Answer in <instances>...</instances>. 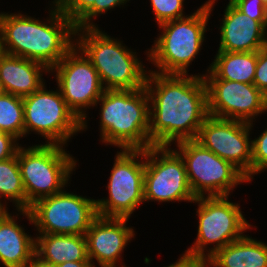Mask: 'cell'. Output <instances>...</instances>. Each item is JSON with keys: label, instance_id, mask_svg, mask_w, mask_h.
Here are the masks:
<instances>
[{"label": "cell", "instance_id": "cell-23", "mask_svg": "<svg viewBox=\"0 0 267 267\" xmlns=\"http://www.w3.org/2000/svg\"><path fill=\"white\" fill-rule=\"evenodd\" d=\"M2 197L10 202L13 201L18 212L27 210V199L17 154L0 161V198Z\"/></svg>", "mask_w": 267, "mask_h": 267}, {"label": "cell", "instance_id": "cell-20", "mask_svg": "<svg viewBox=\"0 0 267 267\" xmlns=\"http://www.w3.org/2000/svg\"><path fill=\"white\" fill-rule=\"evenodd\" d=\"M35 257L53 266L70 261H90L85 235L39 234Z\"/></svg>", "mask_w": 267, "mask_h": 267}, {"label": "cell", "instance_id": "cell-16", "mask_svg": "<svg viewBox=\"0 0 267 267\" xmlns=\"http://www.w3.org/2000/svg\"><path fill=\"white\" fill-rule=\"evenodd\" d=\"M129 218L97 216L85 233L87 253L95 267L96 259L100 267H116L118 259L128 242L135 236L133 228L126 226ZM121 267V266H120ZM122 267H126L122 264Z\"/></svg>", "mask_w": 267, "mask_h": 267}, {"label": "cell", "instance_id": "cell-34", "mask_svg": "<svg viewBox=\"0 0 267 267\" xmlns=\"http://www.w3.org/2000/svg\"><path fill=\"white\" fill-rule=\"evenodd\" d=\"M30 267H57V266H53V265H49V264L43 263V262H41L40 260H38L35 257L34 260L31 263Z\"/></svg>", "mask_w": 267, "mask_h": 267}, {"label": "cell", "instance_id": "cell-24", "mask_svg": "<svg viewBox=\"0 0 267 267\" xmlns=\"http://www.w3.org/2000/svg\"><path fill=\"white\" fill-rule=\"evenodd\" d=\"M0 132L24 136L23 97L0 91Z\"/></svg>", "mask_w": 267, "mask_h": 267}, {"label": "cell", "instance_id": "cell-31", "mask_svg": "<svg viewBox=\"0 0 267 267\" xmlns=\"http://www.w3.org/2000/svg\"><path fill=\"white\" fill-rule=\"evenodd\" d=\"M13 135L0 132V161L14 157L20 147Z\"/></svg>", "mask_w": 267, "mask_h": 267}, {"label": "cell", "instance_id": "cell-3", "mask_svg": "<svg viewBox=\"0 0 267 267\" xmlns=\"http://www.w3.org/2000/svg\"><path fill=\"white\" fill-rule=\"evenodd\" d=\"M99 103L102 143L121 149L145 150L153 146L149 138V96L145 87L105 90L95 106Z\"/></svg>", "mask_w": 267, "mask_h": 267}, {"label": "cell", "instance_id": "cell-15", "mask_svg": "<svg viewBox=\"0 0 267 267\" xmlns=\"http://www.w3.org/2000/svg\"><path fill=\"white\" fill-rule=\"evenodd\" d=\"M204 80L210 116L253 123L258 114L267 112V96L253 83Z\"/></svg>", "mask_w": 267, "mask_h": 267}, {"label": "cell", "instance_id": "cell-11", "mask_svg": "<svg viewBox=\"0 0 267 267\" xmlns=\"http://www.w3.org/2000/svg\"><path fill=\"white\" fill-rule=\"evenodd\" d=\"M24 135L34 131L46 144L65 146L71 136L82 131V122L68 108L59 88L46 90L45 84L23 97Z\"/></svg>", "mask_w": 267, "mask_h": 267}, {"label": "cell", "instance_id": "cell-7", "mask_svg": "<svg viewBox=\"0 0 267 267\" xmlns=\"http://www.w3.org/2000/svg\"><path fill=\"white\" fill-rule=\"evenodd\" d=\"M199 217L197 238L185 253L205 262L213 253L244 236L252 225L248 223L239 204L230 202L227 196H202L194 201ZM213 243L207 250L206 246Z\"/></svg>", "mask_w": 267, "mask_h": 267}, {"label": "cell", "instance_id": "cell-21", "mask_svg": "<svg viewBox=\"0 0 267 267\" xmlns=\"http://www.w3.org/2000/svg\"><path fill=\"white\" fill-rule=\"evenodd\" d=\"M205 267H267V245L242 236L213 253Z\"/></svg>", "mask_w": 267, "mask_h": 267}, {"label": "cell", "instance_id": "cell-35", "mask_svg": "<svg viewBox=\"0 0 267 267\" xmlns=\"http://www.w3.org/2000/svg\"><path fill=\"white\" fill-rule=\"evenodd\" d=\"M1 201L2 200H0V218L4 217L8 213V210L6 209L7 206H4Z\"/></svg>", "mask_w": 267, "mask_h": 267}, {"label": "cell", "instance_id": "cell-4", "mask_svg": "<svg viewBox=\"0 0 267 267\" xmlns=\"http://www.w3.org/2000/svg\"><path fill=\"white\" fill-rule=\"evenodd\" d=\"M75 45L91 61L105 90L145 87L147 70L136 52L97 27L76 29ZM105 85V86H104Z\"/></svg>", "mask_w": 267, "mask_h": 267}, {"label": "cell", "instance_id": "cell-10", "mask_svg": "<svg viewBox=\"0 0 267 267\" xmlns=\"http://www.w3.org/2000/svg\"><path fill=\"white\" fill-rule=\"evenodd\" d=\"M120 151L115 156L107 186L109 197L96 200L99 216L130 218L137 206L144 203L145 150Z\"/></svg>", "mask_w": 267, "mask_h": 267}, {"label": "cell", "instance_id": "cell-6", "mask_svg": "<svg viewBox=\"0 0 267 267\" xmlns=\"http://www.w3.org/2000/svg\"><path fill=\"white\" fill-rule=\"evenodd\" d=\"M18 164L27 199V210L37 200L54 195L68 184L76 160L62 145L38 144L19 147Z\"/></svg>", "mask_w": 267, "mask_h": 267}, {"label": "cell", "instance_id": "cell-5", "mask_svg": "<svg viewBox=\"0 0 267 267\" xmlns=\"http://www.w3.org/2000/svg\"><path fill=\"white\" fill-rule=\"evenodd\" d=\"M216 0L206 1L192 15L159 25L161 35L148 50L149 62L156 65L159 74L187 75L188 67L201 50L207 31V22Z\"/></svg>", "mask_w": 267, "mask_h": 267}, {"label": "cell", "instance_id": "cell-9", "mask_svg": "<svg viewBox=\"0 0 267 267\" xmlns=\"http://www.w3.org/2000/svg\"><path fill=\"white\" fill-rule=\"evenodd\" d=\"M184 160L188 181L195 197L229 196L238 184L249 182L232 163L226 161L195 139L176 143ZM207 194V195H206Z\"/></svg>", "mask_w": 267, "mask_h": 267}, {"label": "cell", "instance_id": "cell-1", "mask_svg": "<svg viewBox=\"0 0 267 267\" xmlns=\"http://www.w3.org/2000/svg\"><path fill=\"white\" fill-rule=\"evenodd\" d=\"M149 138L153 146L196 139L209 116L202 75L159 74L147 71Z\"/></svg>", "mask_w": 267, "mask_h": 267}, {"label": "cell", "instance_id": "cell-26", "mask_svg": "<svg viewBox=\"0 0 267 267\" xmlns=\"http://www.w3.org/2000/svg\"><path fill=\"white\" fill-rule=\"evenodd\" d=\"M130 0H98L94 5L74 24L76 29L96 27L92 19L108 10L126 4ZM92 21V22H91Z\"/></svg>", "mask_w": 267, "mask_h": 267}, {"label": "cell", "instance_id": "cell-28", "mask_svg": "<svg viewBox=\"0 0 267 267\" xmlns=\"http://www.w3.org/2000/svg\"><path fill=\"white\" fill-rule=\"evenodd\" d=\"M60 11L74 24L94 5L98 0H54Z\"/></svg>", "mask_w": 267, "mask_h": 267}, {"label": "cell", "instance_id": "cell-29", "mask_svg": "<svg viewBox=\"0 0 267 267\" xmlns=\"http://www.w3.org/2000/svg\"><path fill=\"white\" fill-rule=\"evenodd\" d=\"M238 10L267 28V8L262 0H229Z\"/></svg>", "mask_w": 267, "mask_h": 267}, {"label": "cell", "instance_id": "cell-22", "mask_svg": "<svg viewBox=\"0 0 267 267\" xmlns=\"http://www.w3.org/2000/svg\"><path fill=\"white\" fill-rule=\"evenodd\" d=\"M217 52L214 61L207 69L206 75H202L204 79H221L247 84L253 83L257 65V51Z\"/></svg>", "mask_w": 267, "mask_h": 267}, {"label": "cell", "instance_id": "cell-37", "mask_svg": "<svg viewBox=\"0 0 267 267\" xmlns=\"http://www.w3.org/2000/svg\"><path fill=\"white\" fill-rule=\"evenodd\" d=\"M262 2L265 5V7L267 8V0H262Z\"/></svg>", "mask_w": 267, "mask_h": 267}, {"label": "cell", "instance_id": "cell-14", "mask_svg": "<svg viewBox=\"0 0 267 267\" xmlns=\"http://www.w3.org/2000/svg\"><path fill=\"white\" fill-rule=\"evenodd\" d=\"M252 123L208 116L199 128L196 141L220 158L229 161L251 181Z\"/></svg>", "mask_w": 267, "mask_h": 267}, {"label": "cell", "instance_id": "cell-17", "mask_svg": "<svg viewBox=\"0 0 267 267\" xmlns=\"http://www.w3.org/2000/svg\"><path fill=\"white\" fill-rule=\"evenodd\" d=\"M221 24L218 51L255 52L267 46V28L243 14L230 1Z\"/></svg>", "mask_w": 267, "mask_h": 267}, {"label": "cell", "instance_id": "cell-32", "mask_svg": "<svg viewBox=\"0 0 267 267\" xmlns=\"http://www.w3.org/2000/svg\"><path fill=\"white\" fill-rule=\"evenodd\" d=\"M166 267V266H165ZM167 267H205L204 262L198 258L191 256L190 254L184 253L180 256V259Z\"/></svg>", "mask_w": 267, "mask_h": 267}, {"label": "cell", "instance_id": "cell-8", "mask_svg": "<svg viewBox=\"0 0 267 267\" xmlns=\"http://www.w3.org/2000/svg\"><path fill=\"white\" fill-rule=\"evenodd\" d=\"M40 234L85 235L98 216L96 200L64 189L35 201L28 210H20Z\"/></svg>", "mask_w": 267, "mask_h": 267}, {"label": "cell", "instance_id": "cell-18", "mask_svg": "<svg viewBox=\"0 0 267 267\" xmlns=\"http://www.w3.org/2000/svg\"><path fill=\"white\" fill-rule=\"evenodd\" d=\"M43 72L50 70L39 62L3 52L0 55V91L20 97L30 95L45 84Z\"/></svg>", "mask_w": 267, "mask_h": 267}, {"label": "cell", "instance_id": "cell-25", "mask_svg": "<svg viewBox=\"0 0 267 267\" xmlns=\"http://www.w3.org/2000/svg\"><path fill=\"white\" fill-rule=\"evenodd\" d=\"M183 2L184 0H150L158 26L168 21L189 16L183 14Z\"/></svg>", "mask_w": 267, "mask_h": 267}, {"label": "cell", "instance_id": "cell-19", "mask_svg": "<svg viewBox=\"0 0 267 267\" xmlns=\"http://www.w3.org/2000/svg\"><path fill=\"white\" fill-rule=\"evenodd\" d=\"M8 212L0 218V263L5 267H30L35 258L36 238L16 223Z\"/></svg>", "mask_w": 267, "mask_h": 267}, {"label": "cell", "instance_id": "cell-30", "mask_svg": "<svg viewBox=\"0 0 267 267\" xmlns=\"http://www.w3.org/2000/svg\"><path fill=\"white\" fill-rule=\"evenodd\" d=\"M253 84L267 96V46L257 51V65Z\"/></svg>", "mask_w": 267, "mask_h": 267}, {"label": "cell", "instance_id": "cell-13", "mask_svg": "<svg viewBox=\"0 0 267 267\" xmlns=\"http://www.w3.org/2000/svg\"><path fill=\"white\" fill-rule=\"evenodd\" d=\"M68 108L87 128L86 109L94 107L105 89L91 61L75 45L51 70Z\"/></svg>", "mask_w": 267, "mask_h": 267}, {"label": "cell", "instance_id": "cell-33", "mask_svg": "<svg viewBox=\"0 0 267 267\" xmlns=\"http://www.w3.org/2000/svg\"><path fill=\"white\" fill-rule=\"evenodd\" d=\"M57 267H93L90 261H70L57 265Z\"/></svg>", "mask_w": 267, "mask_h": 267}, {"label": "cell", "instance_id": "cell-27", "mask_svg": "<svg viewBox=\"0 0 267 267\" xmlns=\"http://www.w3.org/2000/svg\"><path fill=\"white\" fill-rule=\"evenodd\" d=\"M267 169V129L258 138L252 140L251 179Z\"/></svg>", "mask_w": 267, "mask_h": 267}, {"label": "cell", "instance_id": "cell-36", "mask_svg": "<svg viewBox=\"0 0 267 267\" xmlns=\"http://www.w3.org/2000/svg\"><path fill=\"white\" fill-rule=\"evenodd\" d=\"M3 53L2 51V42H1V33H0V55Z\"/></svg>", "mask_w": 267, "mask_h": 267}, {"label": "cell", "instance_id": "cell-12", "mask_svg": "<svg viewBox=\"0 0 267 267\" xmlns=\"http://www.w3.org/2000/svg\"><path fill=\"white\" fill-rule=\"evenodd\" d=\"M144 201H188L196 197L191 191L183 158L169 146L145 149Z\"/></svg>", "mask_w": 267, "mask_h": 267}, {"label": "cell", "instance_id": "cell-2", "mask_svg": "<svg viewBox=\"0 0 267 267\" xmlns=\"http://www.w3.org/2000/svg\"><path fill=\"white\" fill-rule=\"evenodd\" d=\"M47 23L24 14L0 13L2 51L45 65L51 70L74 46L76 28L56 2ZM50 20V21H49Z\"/></svg>", "mask_w": 267, "mask_h": 267}]
</instances>
